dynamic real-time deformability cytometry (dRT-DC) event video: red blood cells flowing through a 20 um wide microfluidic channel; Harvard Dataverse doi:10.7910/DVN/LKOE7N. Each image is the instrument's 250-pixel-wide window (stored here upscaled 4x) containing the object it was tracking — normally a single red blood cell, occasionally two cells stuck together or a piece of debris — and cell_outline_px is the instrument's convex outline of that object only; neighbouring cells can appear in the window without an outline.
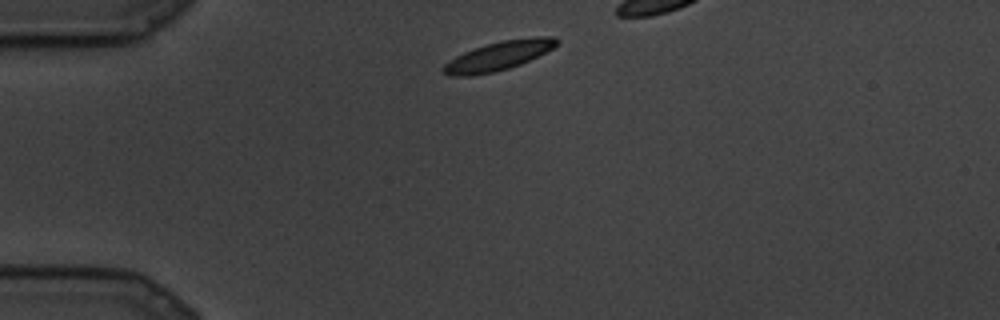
{"species": "common noctule bat (a hibernating species)", "species_latin": "Nyctalus noctula", "temperature_condition": "cold", "stored_images_in_passage": 53, "camera_frame_rate_fps": 3000, "um_per_image_px": 0.085, "animal": {"sex": "male", "body_mass_g": 19.5, "forearm_length_mm": 54.6}, "frame": {"image": 1, "passage_image": 1, "time_ms": 0.0, "image_size_px": [1000, 320], "cell_outline_px": [[560, 40], [552, 48], [520, 64], [496, 72], [468, 76], [448, 76], [440, 68], [448, 60], [464, 52], [500, 40], [532, 36], [556, 36]], "centroid_in_image_um": [42.35, 4.74], "position_along_channel_um": 42.6, "area_um2": 19.13}}
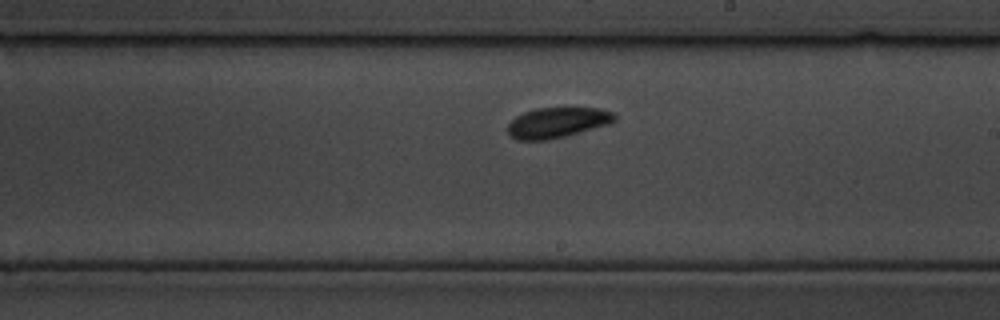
{"frame": {"image": 2, "passage_image": 32, "time_ms": 10.333, "image_size_px": [1000, 320], "cell_outline_px": [[616, 120], [612, 124], [548, 140], [516, 140], [508, 132], [508, 124], [516, 116], [524, 112], [536, 108], [600, 108], [612, 112], [616, 116]], "centroid_in_image_um": [47.4, 10.42], "position_along_channel_um": 241.6, "area_um2": 18.96}}
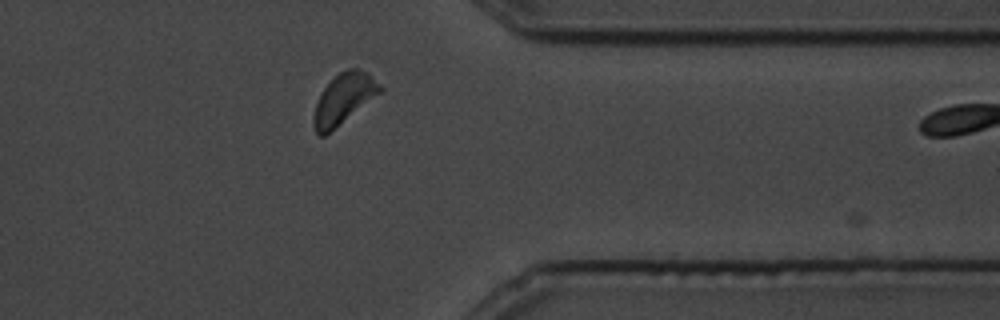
{"frame": {"image": 3, "passage_image": 52, "time_ms": 17.0, "image_size_px": [1000, 320], "cell_outline_px": [[384, 88], [380, 92], [324, 136], [320, 136], [316, 132], [312, 124], [312, 116], [320, 92], [340, 72], [348, 68], [356, 68], [368, 72]], "centroid_in_image_um": [29.18, 8.38], "position_along_channel_um": 382.2, "area_um2": 19.07}}